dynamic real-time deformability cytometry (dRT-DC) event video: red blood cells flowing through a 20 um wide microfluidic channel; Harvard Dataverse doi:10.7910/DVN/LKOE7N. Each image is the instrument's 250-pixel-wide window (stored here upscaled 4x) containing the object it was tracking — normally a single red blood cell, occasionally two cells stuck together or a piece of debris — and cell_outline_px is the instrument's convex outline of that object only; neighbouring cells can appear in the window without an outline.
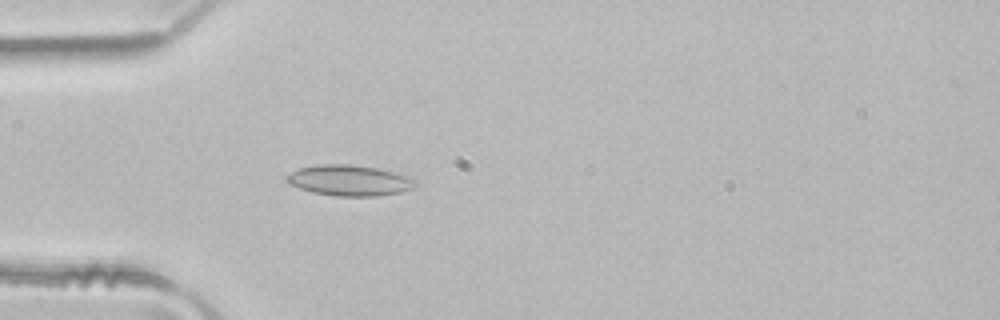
{"species": "common noctule bat (a hibernating species)", "species_latin": "Nyctalus noctula", "temperature_condition": "room temperature", "stored_images_in_passage": 3, "camera_frame_rate_fps": 3000, "um_per_image_px": 0.085, "animal": {"sex": "male", "body_mass_g": 21.5, "forearm_length_mm": 52.0}, "frame": {"image": 1, "passage_image": 3, "time_ms": 0.667, "image_size_px": [1000, 320], "cell_outline_px": [[416, 184], [412, 188], [400, 192], [376, 196], [336, 196], [312, 192], [288, 184], [284, 180], [284, 176], [300, 168], [320, 164], [352, 164], [376, 168], [412, 176], [416, 180]], "centroid_in_image_um": [29.69, 15.33], "position_along_channel_um": 55.3, "area_um2": 23.18}}